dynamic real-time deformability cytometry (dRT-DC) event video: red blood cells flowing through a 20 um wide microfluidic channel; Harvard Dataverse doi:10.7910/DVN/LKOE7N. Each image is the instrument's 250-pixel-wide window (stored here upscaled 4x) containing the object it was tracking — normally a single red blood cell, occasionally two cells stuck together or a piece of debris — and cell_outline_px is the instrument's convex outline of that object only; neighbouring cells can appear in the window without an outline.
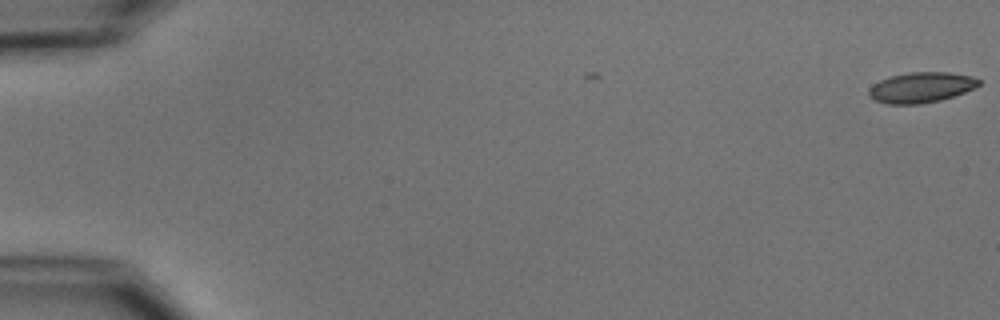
{"species": "common noctule bat (a hibernating species)", "species_latin": "Nyctalus noctula", "temperature_condition": "cold", "stored_images_in_passage": 7, "camera_frame_rate_fps": 3000, "um_per_image_px": 0.085, "animal": {"sex": "male", "body_mass_g": 15.6}, "frame": {"image": 1, "passage_image": 1, "time_ms": 0.0, "image_size_px": [1000, 320], "cell_outline_px": [[980, 84], [964, 92], [940, 100], [920, 104], [888, 104], [876, 100], [868, 96], [868, 88], [872, 84], [888, 76], [908, 72], [948, 72], [972, 76], [980, 80]], "centroid_in_image_um": [78.24, 7.42], "position_along_channel_um": 6.8, "area_um2": 19.54}}